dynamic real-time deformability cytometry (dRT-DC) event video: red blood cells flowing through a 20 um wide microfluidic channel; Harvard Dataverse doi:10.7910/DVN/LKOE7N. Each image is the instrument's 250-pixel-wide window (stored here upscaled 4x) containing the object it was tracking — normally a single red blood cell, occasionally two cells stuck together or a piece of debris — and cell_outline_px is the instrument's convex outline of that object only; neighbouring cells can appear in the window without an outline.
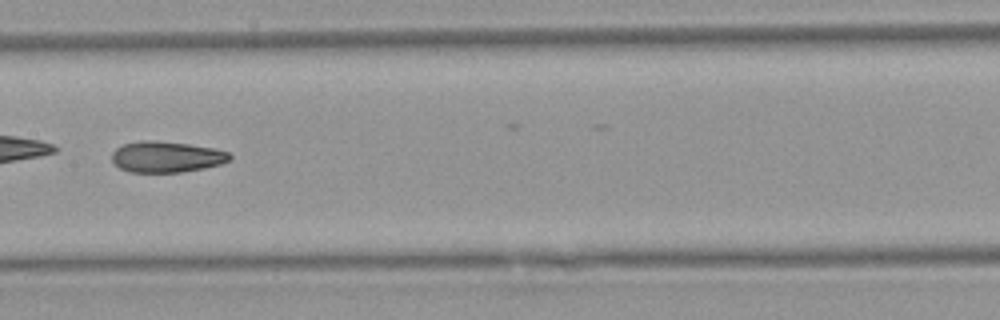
{"species": "Egyptian fruit bat (a non-hibernating species)", "species_latin": "Rousettus aegyptiacus", "temperature_condition": "warm", "stored_images_in_passage": 27, "camera_frame_rate_fps": 3000, "um_per_image_px": 0.085, "animal": {"sex": "female"}, "frame": {"image": 1, "passage_image": 9, "time_ms": 2.667, "image_size_px": [1000, 320], "cell_outline_px": [[232, 160], [220, 164], [204, 168], [180, 172], [128, 172], [112, 164], [112, 152], [116, 148], [124, 144], [140, 140], [156, 140], [188, 144], [216, 148], [228, 152], [232, 156]], "centroid_in_image_um": [14.14, 13.33], "position_along_channel_um": 193.3, "area_um2": 21.56}}
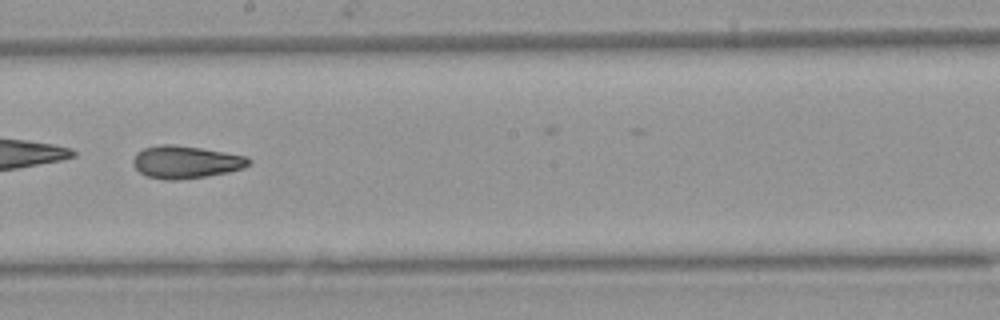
{"frame": {"image": 2, "passage_image": 12, "time_ms": 3.667, "image_size_px": [1000, 320], "cell_outline_px": [[252, 160], [244, 168], [228, 172], [204, 176], [176, 180], [164, 180], [148, 176], [140, 172], [132, 164], [132, 160], [136, 152], [144, 148], [160, 144], [172, 144], [200, 148], [224, 152], [244, 156]], "centroid_in_image_um": [15.75, 13.77], "position_along_channel_um": 232.5, "area_um2": 21.79}, "authors_computed_cell_mechanics": {"area_um2": 21.5594, "velocity_mm_per_s": 3.9342, "shape_relaxation_time_tau1_ms": 5.3447, "shape_relaxation_time_tau2_ms": 3.0172, "deformation_change_tau1": 0.1361, "deformation_change_tau2": 0.0929}}